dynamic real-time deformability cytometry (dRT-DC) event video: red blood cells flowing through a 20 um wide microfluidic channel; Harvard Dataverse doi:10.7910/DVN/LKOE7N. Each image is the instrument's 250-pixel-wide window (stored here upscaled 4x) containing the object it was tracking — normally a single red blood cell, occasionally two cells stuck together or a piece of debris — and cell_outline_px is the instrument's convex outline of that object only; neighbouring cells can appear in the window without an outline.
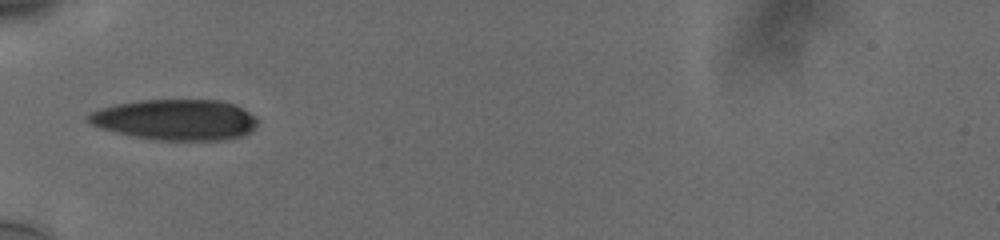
{"species": "human", "species_latin": "Homo sapiens", "temperature_condition": "cold", "stored_images_in_passage": 36, "camera_frame_rate_fps": 3000, "um_per_image_px": 0.085, "donor": {"sex": "male"}, "frame": {"image": 1, "passage_image": 1, "time_ms": 0.0, "image_size_px": [1000, 240], "cell_outline_px": [[260, 120], [252, 132], [244, 136], [228, 140], [156, 140], [132, 136], [100, 128], [92, 124], [88, 120], [88, 116], [92, 112], [100, 108], [116, 104], [140, 100], [220, 100], [232, 104], [256, 116]], "centroid_in_image_um": [14.97, 10.19], "position_along_channel_um": 70.0, "area_um2": 40.34}}
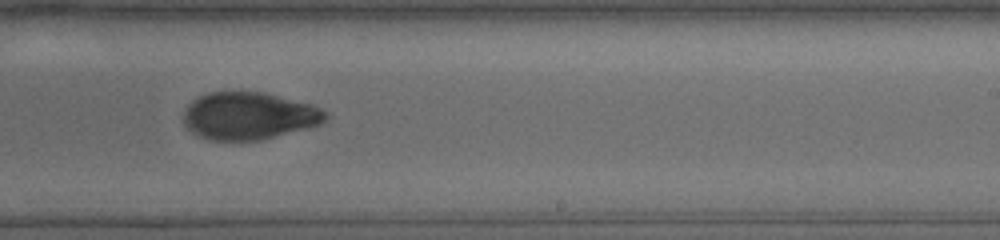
{"frame": {"image": 2, "passage_image": 17, "time_ms": 5.333, "image_size_px": [1000, 240], "cell_outline_px": [[328, 120], [320, 124], [308, 128], [264, 140], [212, 140], [200, 136], [192, 132], [184, 124], [184, 108], [192, 100], [208, 92], [264, 92], [312, 104], [328, 112]], "centroid_in_image_um": [21.19, 9.85], "position_along_channel_um": 267.8, "area_um2": 39.48}}
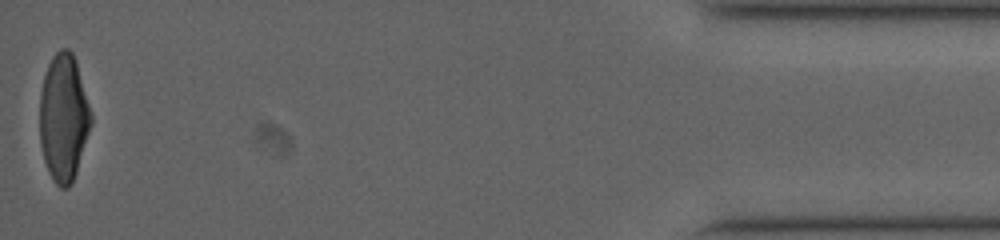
{"frame": {"image": 3, "passage_image": 36, "time_ms": 11.667, "image_size_px": [1000, 240], "cell_outline_px": [[92, 124], [76, 172], [68, 188], [60, 188], [52, 180], [48, 172], [44, 160], [40, 144], [40, 92], [44, 76], [48, 64], [52, 56], [60, 48], [68, 48], [72, 52], [76, 60], [92, 116]], "centroid_in_image_um": [5.4, 10.0], "position_along_channel_um": 429.8, "area_um2": 38.09}, "authors_computed_cell_mechanics": {"area_um2": 39.5352, "velocity_mm_per_s": 3.7786, "shape_relaxation_time_tau1_ms": 5.4564, "shape_relaxation_time_tau2_ms": 2.8096, "deformation_change_tau1": 0.1822, "deformation_change_tau2": 0.0632}}